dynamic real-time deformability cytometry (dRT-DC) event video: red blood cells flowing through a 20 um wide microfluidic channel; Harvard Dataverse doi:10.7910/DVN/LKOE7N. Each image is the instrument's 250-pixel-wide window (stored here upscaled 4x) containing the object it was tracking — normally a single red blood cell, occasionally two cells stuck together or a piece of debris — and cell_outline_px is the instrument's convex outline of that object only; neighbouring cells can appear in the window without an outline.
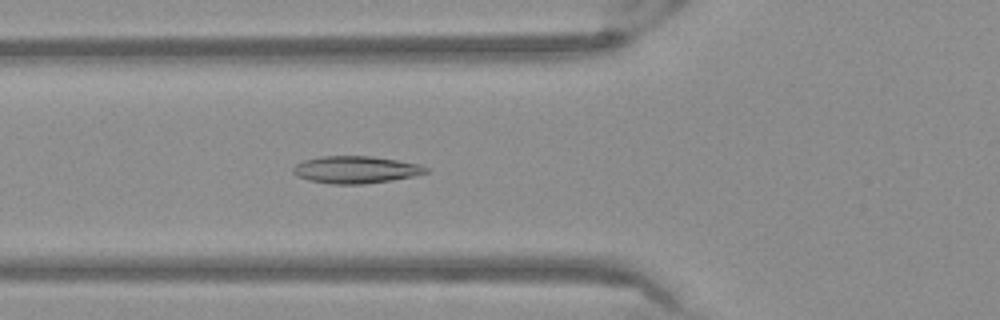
{"species": "Egyptian fruit bat (a non-hibernating species)", "species_latin": "Rousettus aegyptiacus", "temperature_condition": "warm", "stored_images_in_passage": 53, "camera_frame_rate_fps": 3000, "um_per_image_px": 0.085, "frame": {"image": 1, "passage_image": 20, "time_ms": 6.333, "image_size_px": [1000, 320], "cell_outline_px": [[428, 172], [412, 176], [388, 180], [360, 184], [336, 184], [312, 180], [300, 176], [292, 172], [296, 164], [304, 160], [324, 156], [368, 156], [396, 160], [416, 164], [428, 168]], "centroid_in_image_um": [30.23, 14.41], "position_along_channel_um": 95.6, "area_um2": 20.35}}
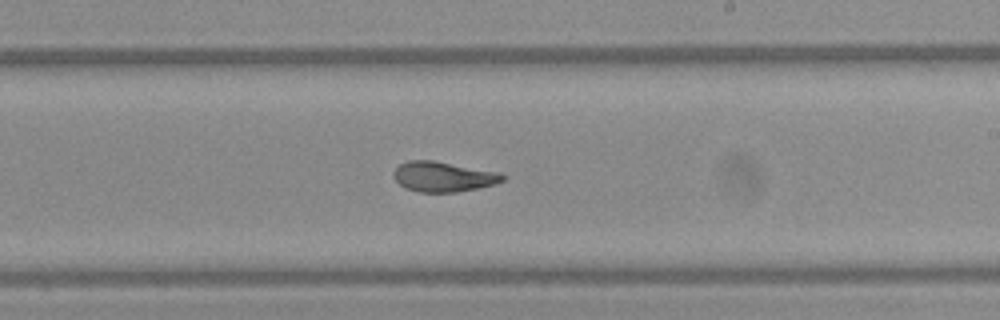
{"frame": {"image": 2, "passage_image": 32, "time_ms": 10.333, "image_size_px": [1000, 320], "cell_outline_px": [[504, 180], [492, 184], [476, 188], [456, 192], [420, 192], [404, 188], [396, 180], [396, 168], [400, 164], [408, 160], [432, 160], [500, 172], [504, 176]], "centroid_in_image_um": [37.68, 15.01], "position_along_channel_um": 251.3, "area_um2": 18.79}}
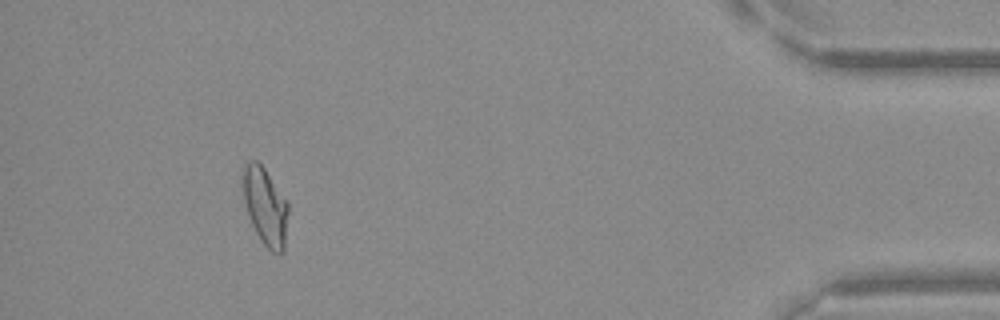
{"frame": {"image": 3, "passage_image": 49, "time_ms": 16.0, "image_size_px": [1000, 320], "cell_outline_px": [[288, 212], [284, 252], [280, 256], [272, 252], [264, 244], [256, 232], [252, 224], [244, 200], [244, 164], [248, 160], [256, 160], [264, 168], [288, 204]], "centroid_in_image_um": [22.57, 17.59], "position_along_channel_um": 412.6, "area_um2": 20.0}}